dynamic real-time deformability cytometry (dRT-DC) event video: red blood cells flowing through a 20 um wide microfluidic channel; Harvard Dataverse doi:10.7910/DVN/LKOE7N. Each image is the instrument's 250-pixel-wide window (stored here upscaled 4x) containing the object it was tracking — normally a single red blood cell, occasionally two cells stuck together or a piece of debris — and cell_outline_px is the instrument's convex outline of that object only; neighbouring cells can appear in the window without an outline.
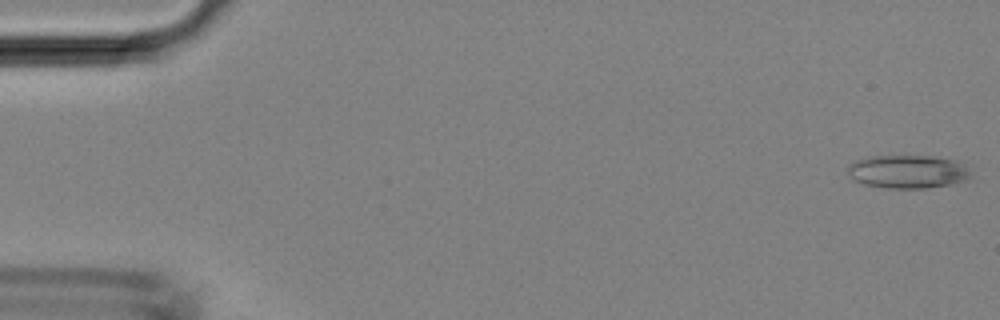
{"species": "Egyptian fruit bat (a non-hibernating species)", "species_latin": "Rousettus aegyptiacus", "temperature_condition": "room temperature", "stored_images_in_passage": 9, "camera_frame_rate_fps": 3000, "um_per_image_px": 0.085, "animal": {"sex": "female"}, "frame": {"image": 1, "passage_image": 1, "time_ms": 0.0, "image_size_px": [1000, 320], "cell_outline_px": [[972, 176], [968, 180], [952, 184], [924, 188], [888, 188], [864, 184], [852, 180], [848, 172], [848, 164], [856, 160], [868, 156], [936, 156], [956, 160], [972, 164]], "centroid_in_image_um": [77.26, 14.57], "position_along_channel_um": 7.7, "area_um2": 24.57}}